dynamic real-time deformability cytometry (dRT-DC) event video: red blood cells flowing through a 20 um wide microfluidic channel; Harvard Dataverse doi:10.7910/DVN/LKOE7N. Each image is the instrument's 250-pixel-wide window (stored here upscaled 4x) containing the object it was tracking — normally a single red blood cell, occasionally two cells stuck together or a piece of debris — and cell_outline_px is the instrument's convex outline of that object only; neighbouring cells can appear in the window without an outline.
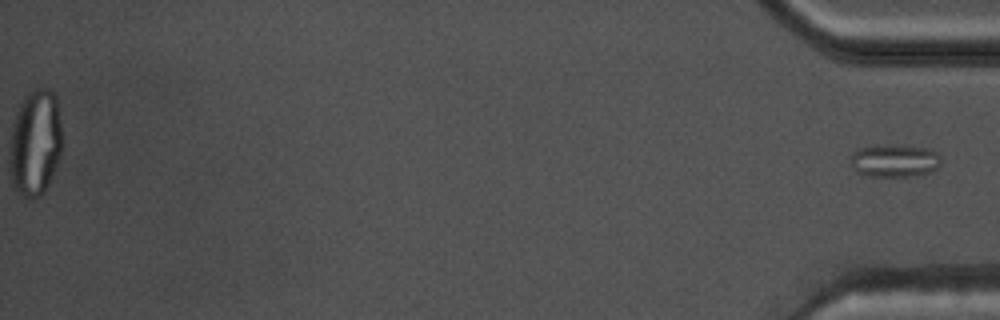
{"species": "common noctule bat (a hibernating species)", "species_latin": "Nyctalus noctula", "temperature_condition": "warm", "stored_images_in_passage": 55, "segment_of_instrument_passage": [2, 2], "camera_frame_rate_fps": 3000, "um_per_image_px": 0.085, "animal": {"sex": "male", "body_mass_g": 17.5, "forearm_length_mm": 52.3}, "frame": {"image": 1, "passage_image": 55, "time_ms": 18.0, "image_size_px": [1000, 320], "cell_outline_px": [[940, 164], [932, 172], [912, 176], [868, 176], [856, 172], [848, 164], [848, 160], [852, 152], [860, 148], [908, 144], [928, 148], [936, 152], [940, 156]], "centroid_in_image_um": [76.01, 13.66], "position_along_channel_um": 359.2, "area_um2": 17.57}}